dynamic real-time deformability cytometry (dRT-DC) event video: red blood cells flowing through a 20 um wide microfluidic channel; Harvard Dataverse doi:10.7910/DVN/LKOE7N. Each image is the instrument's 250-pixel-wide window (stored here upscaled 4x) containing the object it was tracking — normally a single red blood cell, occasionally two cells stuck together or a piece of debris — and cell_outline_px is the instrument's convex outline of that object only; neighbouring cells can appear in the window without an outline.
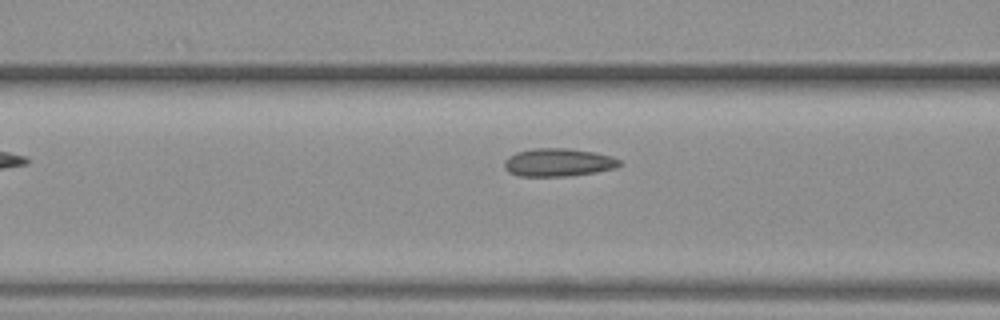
{"species": "common noctule bat (a hibernating species)", "species_latin": "Nyctalus noctula", "temperature_condition": "warm", "stored_images_in_passage": 6, "segment_of_instrument_passage": [2, 2], "camera_frame_rate_fps": 3000, "um_per_image_px": 0.085, "animal": {"sex": "female", "body_mass_g": 19.3, "forearm_length_mm": 54.1}, "frame": {"image": 1, "passage_image": 6, "time_ms": 1.667, "image_size_px": [1000, 320], "cell_outline_px": [[620, 164], [616, 168], [596, 172], [568, 176], [520, 176], [508, 172], [504, 168], [504, 160], [508, 156], [516, 152], [532, 148], [568, 148], [596, 152], [612, 156], [620, 160]], "centroid_in_image_um": [47.44, 13.8], "position_along_channel_um": 119.2, "area_um2": 19.02}}